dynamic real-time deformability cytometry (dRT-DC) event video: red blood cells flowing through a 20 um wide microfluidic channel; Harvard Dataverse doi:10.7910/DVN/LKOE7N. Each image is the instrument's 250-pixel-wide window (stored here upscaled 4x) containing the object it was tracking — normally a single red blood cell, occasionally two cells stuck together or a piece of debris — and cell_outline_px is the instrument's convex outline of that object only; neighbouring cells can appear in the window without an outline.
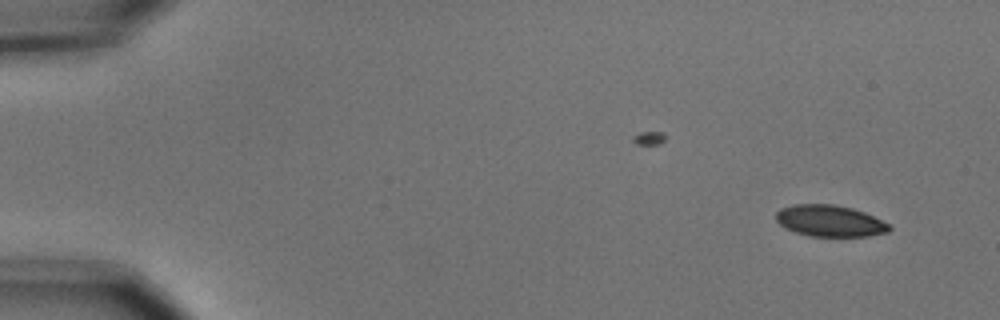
{"species": "common noctule bat (a hibernating species)", "species_latin": "Nyctalus noctula", "temperature_condition": "cold", "stored_images_in_passage": 5, "segment_of_instrument_passage": [1, 2], "camera_frame_rate_fps": 3000, "um_per_image_px": 0.085, "animal": {"sex": "male", "body_mass_g": 15.6}, "frame": {"image": 1, "passage_image": 1, "time_ms": 0.0, "image_size_px": [1000, 320], "cell_outline_px": [[892, 228], [888, 232], [868, 236], [808, 236], [784, 228], [776, 220], [776, 212], [780, 208], [792, 204], [832, 204], [852, 208], [864, 212], [888, 224]], "centroid_in_image_um": [70.5, 18.77], "position_along_channel_um": 14.5, "area_um2": 20.75}}
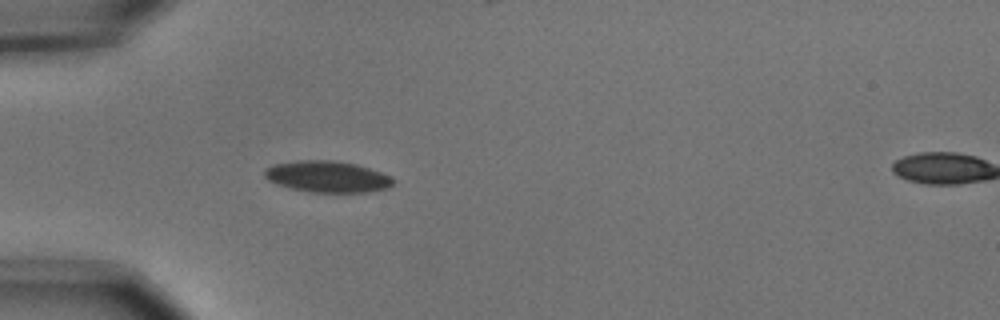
{"frame": {"image": 2, "passage_image": 4, "time_ms": 1.0, "image_size_px": [1000, 320], "cell_outline_px": [[396, 180], [388, 188], [368, 192], [312, 192], [292, 188], [276, 184], [268, 180], [264, 176], [264, 168], [272, 164], [296, 160], [332, 160], [356, 164], [380, 172]], "centroid_in_image_um": [27.78, 15.01], "position_along_channel_um": 57.2, "area_um2": 23.52}}